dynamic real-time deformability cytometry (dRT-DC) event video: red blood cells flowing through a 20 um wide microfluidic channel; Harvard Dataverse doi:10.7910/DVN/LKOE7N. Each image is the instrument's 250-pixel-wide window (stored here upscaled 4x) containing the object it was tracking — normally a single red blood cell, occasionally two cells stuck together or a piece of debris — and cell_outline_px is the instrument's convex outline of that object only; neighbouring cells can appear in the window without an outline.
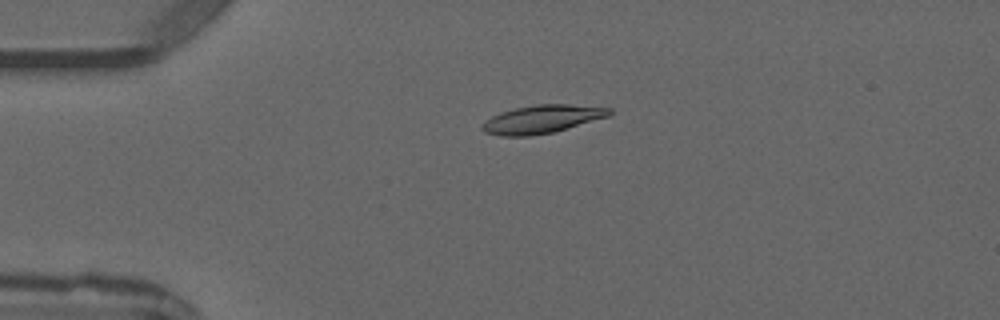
{"species": "common noctule bat (a hibernating species)", "species_latin": "Nyctalus noctula", "temperature_condition": "warm", "stored_images_in_passage": 1, "camera_frame_rate_fps": 3000, "um_per_image_px": 0.085, "animal": {"sex": "male", "forearm_length_mm": 52.5}, "frame": {"image": 1, "passage_image": 1, "time_ms": 0.0, "image_size_px": [1000, 320], "cell_outline_px": [[612, 112], [608, 116], [552, 132], [528, 136], [500, 136], [484, 132], [480, 128], [492, 116], [500, 112], [516, 108], [536, 104], [568, 104], [612, 108]], "centroid_in_image_um": [46.05, 10.12], "position_along_channel_um": 38.9, "area_um2": 20.52}}